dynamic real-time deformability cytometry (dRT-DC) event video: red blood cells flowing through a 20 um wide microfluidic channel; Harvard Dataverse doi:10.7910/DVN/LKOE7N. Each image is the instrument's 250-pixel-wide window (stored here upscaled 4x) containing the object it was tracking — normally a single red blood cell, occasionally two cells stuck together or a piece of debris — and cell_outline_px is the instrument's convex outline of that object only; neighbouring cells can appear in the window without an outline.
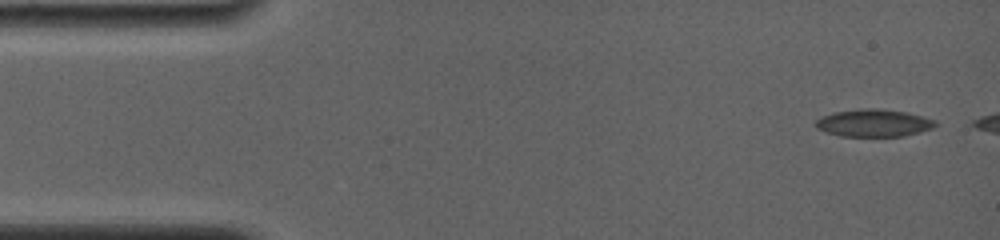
{"species": "common noctule bat (a hibernating species)", "species_latin": "Nyctalus noctula", "temperature_condition": "room temperature", "stored_images_in_passage": 4, "camera_frame_rate_fps": 4000, "um_per_image_px": 0.085, "animal": {"sex": "female", "body_mass_g": 19.0, "forearm_length_mm": 56.7}, "frame": {"image": 1, "passage_image": 1, "time_ms": 0.0, "image_size_px": [1000, 240], "cell_outline_px": [[936, 124], [932, 128], [920, 132], [904, 136], [840, 136], [824, 132], [816, 128], [816, 120], [824, 116], [836, 112], [860, 108], [876, 108], [908, 112], [936, 120]], "centroid_in_image_um": [74.27, 10.45], "position_along_channel_um": 10.7, "area_um2": 19.13}}